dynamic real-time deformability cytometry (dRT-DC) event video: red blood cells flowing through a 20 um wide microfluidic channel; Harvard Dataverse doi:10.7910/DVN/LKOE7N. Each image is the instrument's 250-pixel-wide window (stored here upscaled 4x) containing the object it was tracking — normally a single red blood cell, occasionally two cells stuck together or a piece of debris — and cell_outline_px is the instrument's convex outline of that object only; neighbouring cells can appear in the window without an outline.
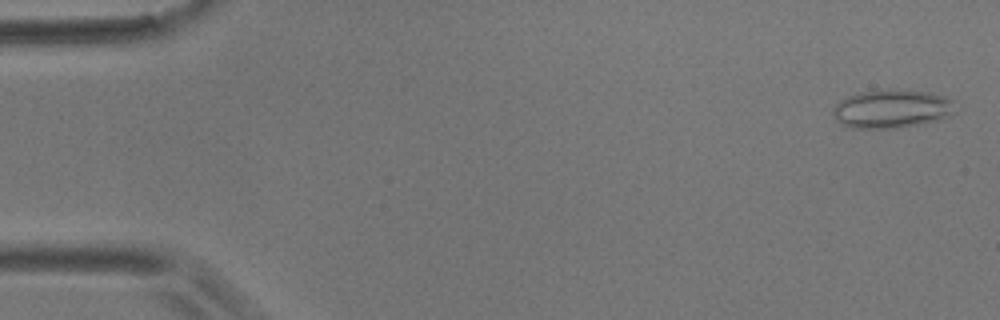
{"species": "common noctule bat (a hibernating species)", "species_latin": "Nyctalus noctula", "temperature_condition": "room temperature", "stored_images_in_passage": 50, "camera_frame_rate_fps": 3000, "um_per_image_px": 0.085, "animal": {"sex": "male", "body_mass_g": 17.9}, "frame": {"image": 1, "passage_image": 2, "time_ms": 0.333, "image_size_px": [1000, 320], "cell_outline_px": [[952, 112], [948, 116], [940, 120], [924, 124], [896, 128], [852, 128], [836, 120], [832, 116], [832, 108], [840, 100], [848, 96], [860, 92], [888, 88], [892, 88], [928, 92], [944, 96], [952, 100]], "centroid_in_image_um": [75.76, 9.24], "position_along_channel_um": 9.2, "area_um2": 27.63}}
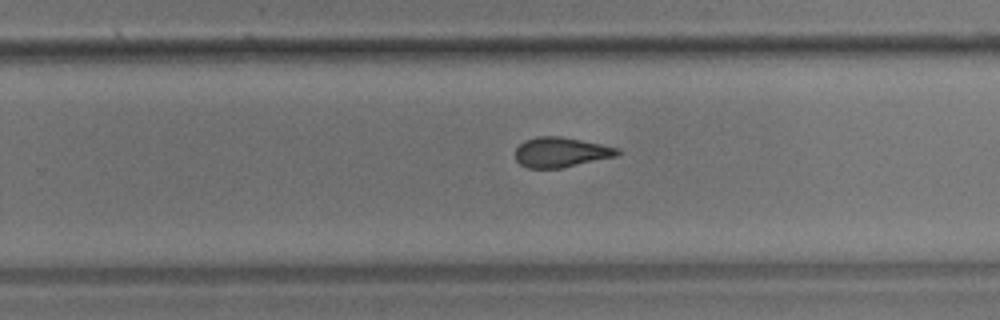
{"frame": {"image": 2, "passage_image": 35, "time_ms": 11.333, "image_size_px": [1000, 320], "cell_outline_px": [[620, 152], [616, 156], [560, 168], [528, 168], [520, 164], [516, 160], [516, 148], [524, 140], [536, 136], [560, 136], [620, 148]], "centroid_in_image_um": [47.65, 12.93], "position_along_channel_um": 282.2, "area_um2": 17.69}}
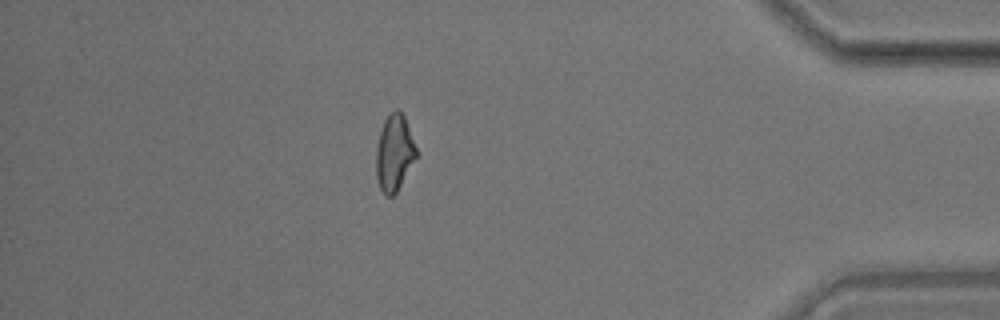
{"frame": {"image": 3, "passage_image": 48, "time_ms": 15.667, "image_size_px": [1000, 320], "cell_outline_px": [[420, 156], [396, 192], [392, 196], [384, 196], [380, 188], [376, 176], [376, 148], [380, 132], [384, 120], [396, 108], [404, 116]], "centroid_in_image_um": [33.55, 13.04], "position_along_channel_um": 401.7, "area_um2": 18.15}}